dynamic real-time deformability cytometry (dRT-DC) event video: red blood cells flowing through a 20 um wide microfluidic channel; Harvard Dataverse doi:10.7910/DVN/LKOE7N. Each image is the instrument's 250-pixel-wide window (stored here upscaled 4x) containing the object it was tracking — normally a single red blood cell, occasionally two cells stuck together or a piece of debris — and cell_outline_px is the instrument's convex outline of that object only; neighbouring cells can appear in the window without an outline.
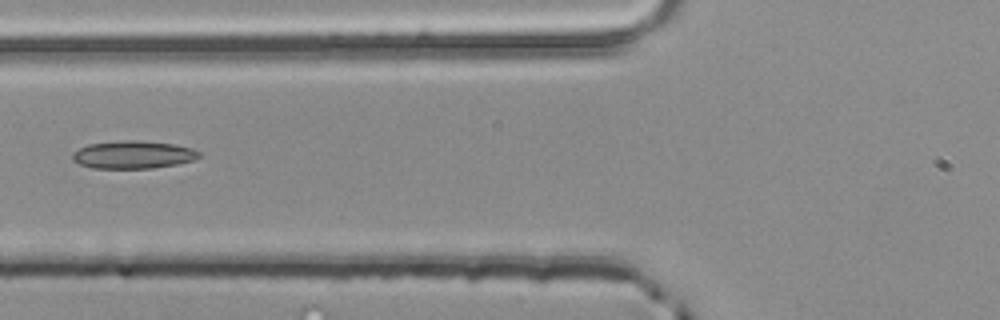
{"species": "common noctule bat (a hibernating species)", "species_latin": "Nyctalus noctula", "temperature_condition": "room temperature", "stored_images_in_passage": 5, "segment_of_instrument_passage": [2, 2], "camera_frame_rate_fps": 3000, "um_per_image_px": 0.085, "animal": {"sex": "male", "body_mass_g": 20.4}, "frame": {"image": 1, "passage_image": 5, "time_ms": 1.333, "image_size_px": [1000, 320], "cell_outline_px": [[200, 156], [192, 160], [176, 164], [152, 168], [92, 168], [80, 164], [72, 160], [72, 152], [88, 144], [116, 140], [136, 140], [176, 144], [192, 148], [200, 152]], "centroid_in_image_um": [11.29, 13.14], "position_along_channel_um": 114.5, "area_um2": 20.58}}